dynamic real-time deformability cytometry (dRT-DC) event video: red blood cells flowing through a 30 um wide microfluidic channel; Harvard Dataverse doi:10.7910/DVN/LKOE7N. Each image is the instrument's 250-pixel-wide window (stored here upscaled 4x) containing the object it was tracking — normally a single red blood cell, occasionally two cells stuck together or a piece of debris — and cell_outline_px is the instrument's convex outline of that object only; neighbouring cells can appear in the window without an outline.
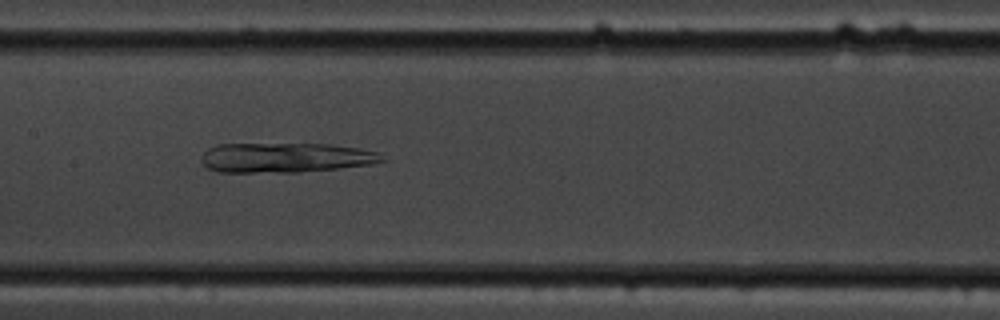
{"species": "common noctule bat (a hibernating species)", "species_latin": "Nyctalus noctula", "temperature_condition": "cold", "stored_images_in_passage": 58, "camera_frame_rate_fps": 3000, "um_per_image_px": 0.085, "animal": {"sex": "male", "body_mass_g": 19.5, "forearm_length_mm": 54.6}, "frame": {"image": 1, "passage_image": 28, "time_ms": 9.0, "image_size_px": [1000, 320], "cell_outline_px": [[388, 160], [372, 164], [340, 168], [300, 172], [216, 172], [208, 168], [200, 160], [200, 156], [208, 148], [216, 144], [328, 144], [356, 148], [376, 152]], "centroid_in_image_um": [24.23, 13.4], "position_along_channel_um": 183.2, "area_um2": 31.44}}
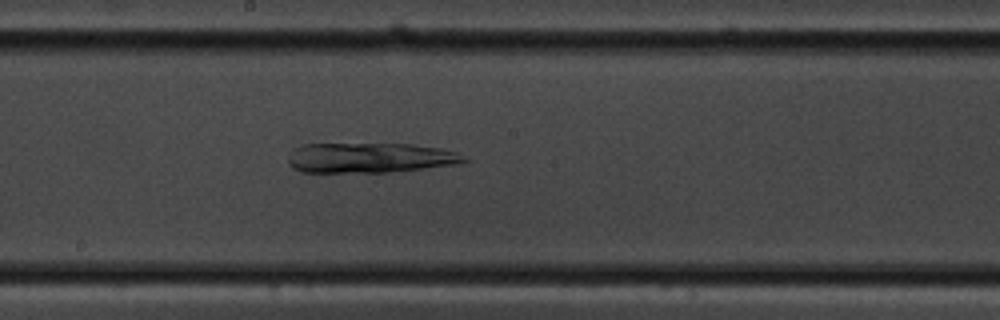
{"frame": {"image": 2, "passage_image": 31, "time_ms": 10.0, "image_size_px": [1000, 320], "cell_outline_px": [[468, 160], [456, 164], [424, 168], [388, 172], [300, 172], [292, 168], [288, 164], [288, 152], [292, 148], [300, 144], [412, 144], [440, 148], [456, 152]], "centroid_in_image_um": [31.34, 13.41], "position_along_channel_um": 216.9, "area_um2": 30.92}}